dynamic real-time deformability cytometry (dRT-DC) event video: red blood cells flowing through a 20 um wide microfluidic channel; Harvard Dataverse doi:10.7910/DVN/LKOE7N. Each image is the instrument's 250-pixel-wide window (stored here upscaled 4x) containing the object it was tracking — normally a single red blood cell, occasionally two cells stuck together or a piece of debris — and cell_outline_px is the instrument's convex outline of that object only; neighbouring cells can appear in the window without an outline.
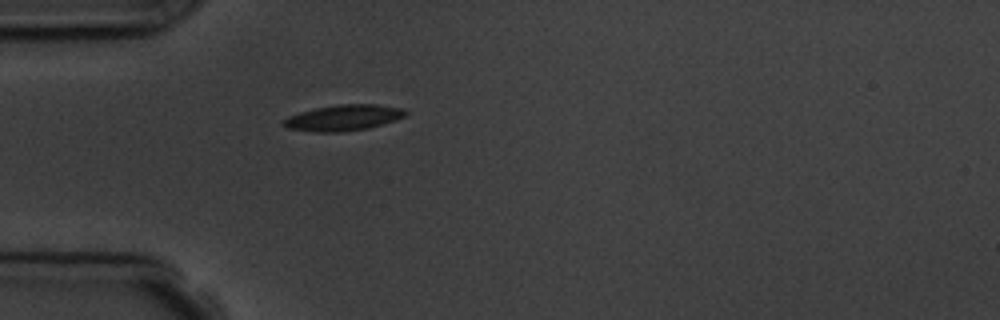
{"species": "common noctule bat (a hibernating species)", "species_latin": "Nyctalus noctula", "temperature_condition": "room temperature", "stored_images_in_passage": 1, "camera_frame_rate_fps": 3000, "um_per_image_px": 0.085, "animal": {"sex": "male", "body_mass_g": 19.5, "forearm_length_mm": 54.6}, "frame": {"image": 1, "passage_image": 1, "time_ms": 0.0, "image_size_px": [1000, 320], "cell_outline_px": [[408, 112], [404, 116], [396, 120], [368, 128], [344, 132], [316, 132], [288, 128], [284, 124], [284, 120], [288, 116], [300, 112], [316, 108], [340, 104], [376, 104], [404, 108]], "centroid_in_image_um": [29.24, 10.0], "position_along_channel_um": 55.8, "area_um2": 18.32}}